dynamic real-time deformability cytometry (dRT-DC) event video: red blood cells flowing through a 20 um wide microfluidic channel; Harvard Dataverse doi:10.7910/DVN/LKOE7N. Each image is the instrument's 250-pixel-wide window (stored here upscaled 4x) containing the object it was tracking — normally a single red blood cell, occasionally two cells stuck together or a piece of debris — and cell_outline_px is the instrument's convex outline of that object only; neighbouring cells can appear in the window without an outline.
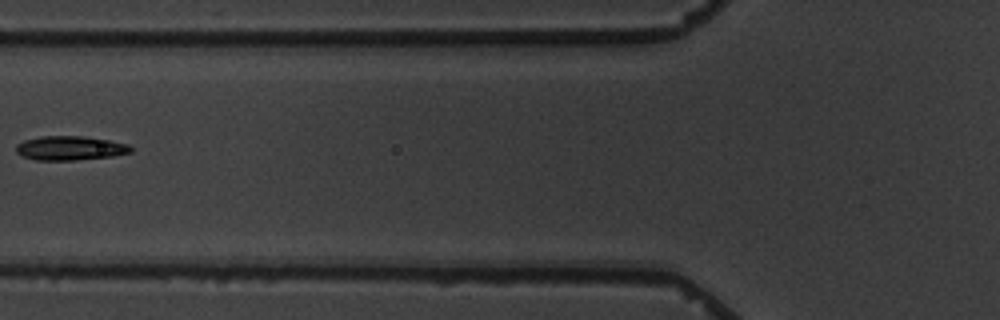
{"species": "common noctule bat (a hibernating species)", "species_latin": "Nyctalus noctula", "temperature_condition": "warm", "stored_images_in_passage": 6, "camera_frame_rate_fps": 3000, "um_per_image_px": 0.085, "animal": {"sex": "male", "body_mass_g": 19.5, "forearm_length_mm": 54.6}, "frame": {"image": 1, "passage_image": 6, "time_ms": 5.667, "image_size_px": [1000, 320], "cell_outline_px": [[132, 152], [112, 156], [76, 160], [36, 160], [24, 156], [16, 152], [16, 144], [24, 140], [40, 136], [84, 136], [108, 140], [128, 144], [132, 148]], "centroid_in_image_um": [5.95, 12.58], "position_along_channel_um": 119.8, "area_um2": 16.13}}